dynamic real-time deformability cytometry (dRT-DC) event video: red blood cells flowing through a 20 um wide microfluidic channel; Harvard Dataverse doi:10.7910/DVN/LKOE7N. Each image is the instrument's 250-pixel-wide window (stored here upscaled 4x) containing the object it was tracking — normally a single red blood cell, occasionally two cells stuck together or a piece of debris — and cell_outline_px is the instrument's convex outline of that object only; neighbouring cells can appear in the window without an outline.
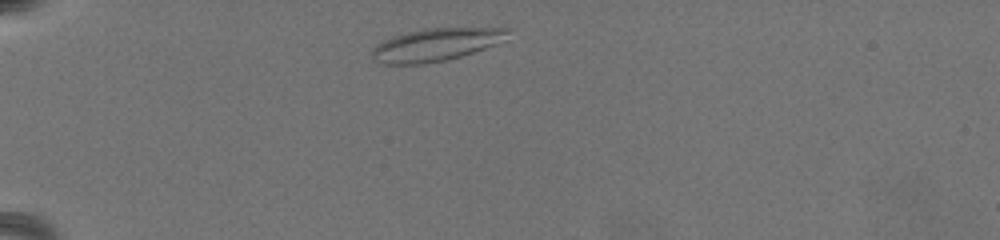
{"species": "common noctule bat (a hibernating species)", "species_latin": "Nyctalus noctula", "temperature_condition": "warm", "stored_images_in_passage": 44, "camera_frame_rate_fps": 3000, "um_per_image_px": 0.085, "animal": {"sex": "female", "body_mass_g": 19.5, "forearm_length_mm": 54.1}, "frame": {"image": 1, "passage_image": 2, "time_ms": 0.333, "image_size_px": [1000, 240], "cell_outline_px": [[512, 28], [496, 44], [448, 60], [424, 64], [376, 64], [372, 60], [372, 48], [376, 44], [392, 36], [424, 28]], "centroid_in_image_um": [36.94, 3.81], "position_along_channel_um": 48.1, "area_um2": 25.78}}
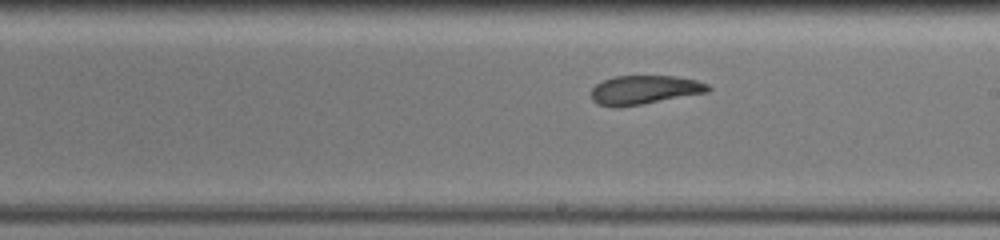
{"frame": {"image": 2, "passage_image": 24, "time_ms": 7.667, "image_size_px": [1000, 240], "cell_outline_px": [[712, 88], [708, 92], [640, 104], [616, 108], [612, 108], [596, 104], [592, 100], [592, 88], [596, 84], [604, 80], [616, 76], [676, 76], [696, 80], [708, 84]], "centroid_in_image_um": [54.75, 7.64], "position_along_channel_um": 234.2, "area_um2": 19.65}}
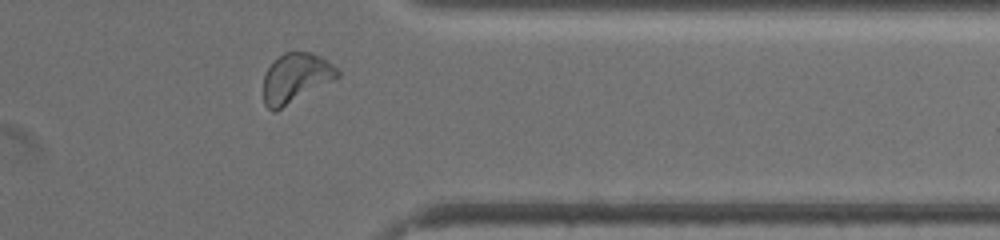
{"frame": {"image": 3, "passage_image": 39, "time_ms": 12.667, "image_size_px": [1000, 240], "cell_outline_px": [[340, 76], [276, 112], [272, 112], [264, 104], [264, 76], [272, 60], [284, 52], [308, 52], [320, 56], [332, 64], [340, 72]], "centroid_in_image_um": [25.11, 6.64], "position_along_channel_um": 386.3, "area_um2": 21.33}, "authors_computed_cell_mechanics": {"area_um2": 20.519, "velocity_mm_per_s": 3.1185, "shape_relaxation_time_tau1_ms": 9.6043, "shape_relaxation_time_tau2_ms": 3.3237, "deformation_change_tau1": 0.2355, "deformation_change_tau2": 0.1143}}